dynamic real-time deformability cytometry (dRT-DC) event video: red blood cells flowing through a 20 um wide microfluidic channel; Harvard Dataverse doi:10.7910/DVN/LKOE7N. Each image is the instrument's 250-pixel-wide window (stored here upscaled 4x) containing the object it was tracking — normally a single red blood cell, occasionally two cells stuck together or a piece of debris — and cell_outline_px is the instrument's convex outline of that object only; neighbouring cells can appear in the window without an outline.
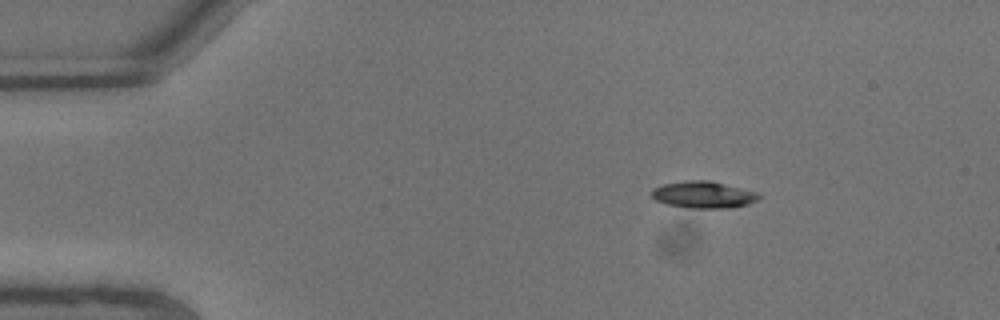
{"species": "common noctule bat (a hibernating species)", "species_latin": "Nyctalus noctula", "temperature_condition": "warm", "stored_images_in_passage": 7, "segment_of_instrument_passage": [1, 2], "camera_frame_rate_fps": 3000, "um_per_image_px": 0.085, "animal": {"sex": "male", "body_mass_g": 13.3}, "frame": {"image": 1, "passage_image": 3, "time_ms": 0.667, "image_size_px": [1000, 320], "cell_outline_px": [[760, 196], [756, 200], [748, 204], [728, 208], [688, 208], [668, 204], [656, 200], [652, 196], [652, 188], [664, 184], [684, 180], [712, 180], [756, 192]], "centroid_in_image_um": [59.77, 16.54], "position_along_channel_um": 25.2, "area_um2": 16.7}}
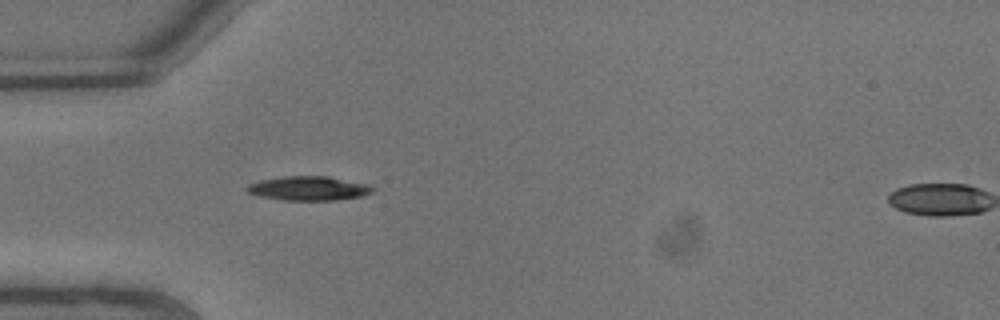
{"frame": {"image": 2, "passage_image": 6, "time_ms": 1.667, "image_size_px": [1000, 320], "cell_outline_px": [[372, 192], [360, 196], [336, 200], [284, 200], [260, 196], [248, 192], [244, 188], [248, 184], [260, 180], [284, 176], [328, 176], [368, 184], [372, 188]], "centroid_in_image_um": [26.19, 16.0], "position_along_channel_um": 58.8, "area_um2": 17.57}}